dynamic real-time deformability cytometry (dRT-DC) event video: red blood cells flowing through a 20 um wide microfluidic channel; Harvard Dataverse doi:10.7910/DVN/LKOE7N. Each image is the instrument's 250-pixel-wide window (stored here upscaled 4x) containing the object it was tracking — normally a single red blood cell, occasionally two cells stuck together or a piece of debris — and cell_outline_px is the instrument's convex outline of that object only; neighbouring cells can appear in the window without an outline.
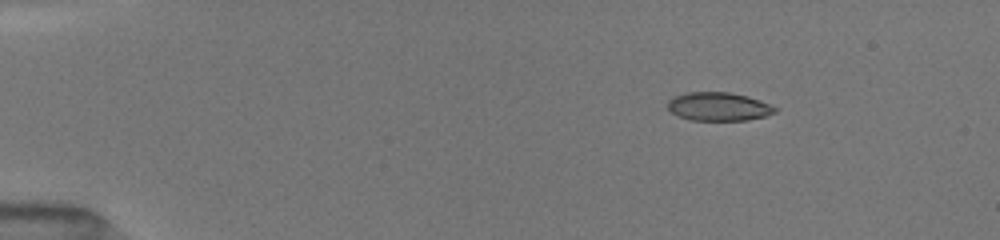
{"species": "common noctule bat (a hibernating species)", "species_latin": "Nyctalus noctula", "temperature_condition": "room temperature", "stored_images_in_passage": 30, "camera_frame_rate_fps": 3000, "um_per_image_px": 0.085, "animal": {"sex": "female", "body_mass_g": 19.5, "forearm_length_mm": 54.1}, "frame": {"image": 1, "passage_image": 4, "time_ms": 2.333, "image_size_px": [1000, 240], "cell_outline_px": [[780, 108], [776, 112], [764, 116], [748, 120], [692, 120], [676, 116], [668, 108], [668, 100], [672, 96], [688, 92], [728, 92], [748, 96]], "centroid_in_image_um": [61.07, 9.05], "position_along_channel_um": 23.9, "area_um2": 17.92}}
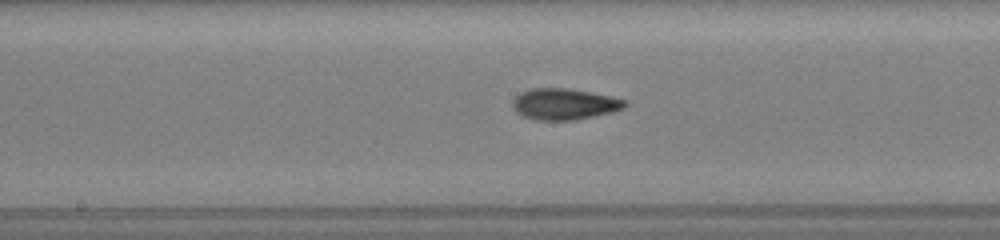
{"frame": {"image": 2, "passage_image": 13, "time_ms": 9.0, "image_size_px": [1000, 240], "cell_outline_px": [[628, 104], [624, 108], [612, 112], [576, 120], [536, 120], [524, 116], [516, 112], [512, 108], [512, 100], [520, 92], [532, 88], [568, 88], [628, 100]], "centroid_in_image_um": [47.95, 8.85], "position_along_channel_um": 200.3, "area_um2": 20.46}}
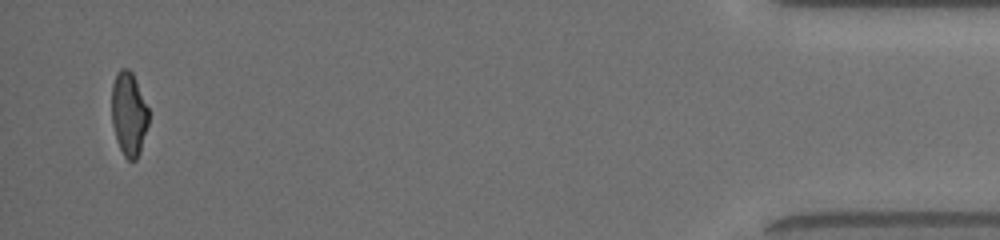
{"frame": {"image": 3, "passage_image": 30, "time_ms": 16.333, "image_size_px": [1000, 240], "cell_outline_px": [[148, 124], [140, 152], [136, 160], [128, 160], [124, 156], [116, 140], [112, 124], [112, 84], [116, 72], [120, 68], [128, 68], [132, 72], [136, 80], [148, 108]], "centroid_in_image_um": [10.94, 9.67], "position_along_channel_um": 424.3, "area_um2": 18.09}, "authors_computed_cell_mechanics": {"area_um2": 18.8717, "velocity_mm_per_s": 4.0548, "shape_relaxation_time_tau1_ms": 9.3582, "shape_relaxation_time_tau2_ms": 1.2729, "deformation_change_tau1": 0.2087, "deformation_change_tau2": 0.0709}}